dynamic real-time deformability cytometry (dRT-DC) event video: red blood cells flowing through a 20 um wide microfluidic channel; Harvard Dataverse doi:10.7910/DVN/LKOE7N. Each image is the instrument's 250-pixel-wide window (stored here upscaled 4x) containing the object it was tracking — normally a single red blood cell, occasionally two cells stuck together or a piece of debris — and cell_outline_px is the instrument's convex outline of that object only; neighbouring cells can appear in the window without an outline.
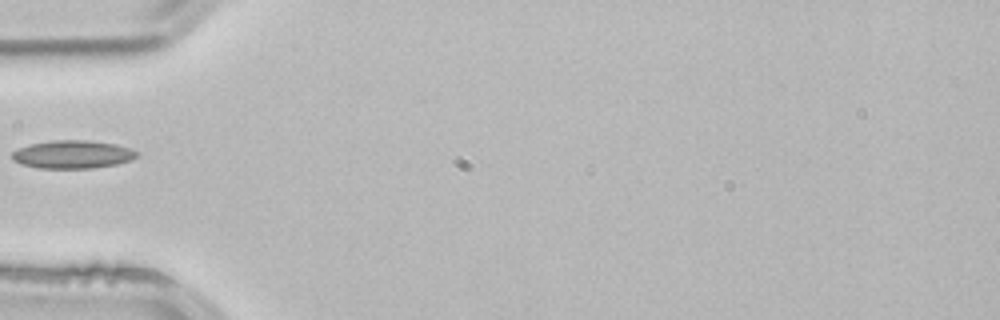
{"species": "common noctule bat (a hibernating species)", "species_latin": "Nyctalus noctula", "temperature_condition": "room temperature", "stored_images_in_passage": 1, "camera_frame_rate_fps": 3000, "um_per_image_px": 0.085, "animal": {"sex": "male", "body_mass_g": 21.5, "forearm_length_mm": 52.0}, "frame": {"image": 1, "passage_image": 1, "time_ms": 0.0, "image_size_px": [1000, 320], "cell_outline_px": [[140, 152], [132, 160], [116, 164], [92, 168], [36, 168], [20, 164], [12, 160], [12, 152], [28, 144], [52, 140], [88, 140], [116, 144]], "centroid_in_image_um": [6.15, 13.12], "position_along_channel_um": 78.8, "area_um2": 20.52}}